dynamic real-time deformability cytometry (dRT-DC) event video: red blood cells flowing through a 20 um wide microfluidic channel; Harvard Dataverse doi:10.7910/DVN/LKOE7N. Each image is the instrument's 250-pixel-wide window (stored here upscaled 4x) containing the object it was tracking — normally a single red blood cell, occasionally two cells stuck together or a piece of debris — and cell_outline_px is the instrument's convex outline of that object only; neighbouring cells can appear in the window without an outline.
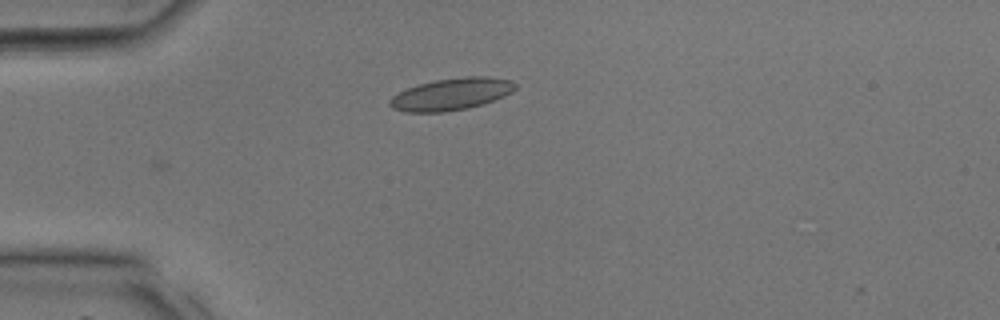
{"species": "common noctule bat (a hibernating species)", "species_latin": "Nyctalus noctula", "temperature_condition": "room temperature", "stored_images_in_passage": 28, "camera_frame_rate_fps": 3000, "um_per_image_px": 0.085, "animal": {"sex": "male", "body_mass_g": 17.9, "forearm_length_mm": 54.2}, "frame": {"image": 1, "passage_image": 1, "time_ms": 0.0, "image_size_px": [1000, 320], "cell_outline_px": [[516, 88], [512, 92], [504, 96], [468, 108], [444, 112], [404, 112], [392, 108], [388, 104], [388, 100], [392, 96], [408, 88], [420, 84], [436, 80], [464, 76], [488, 76], [512, 80], [516, 84]], "centroid_in_image_um": [38.36, 8.0], "position_along_channel_um": 46.6, "area_um2": 23.35}}
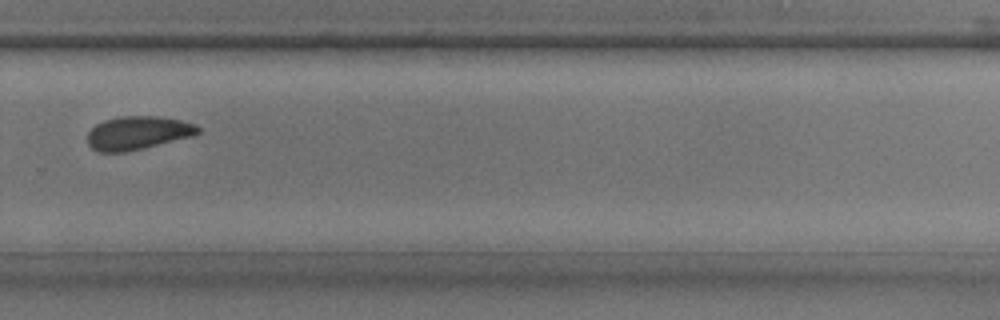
{"frame": {"image": 2, "passage_image": 17, "time_ms": 5.333, "image_size_px": [1000, 320], "cell_outline_px": [[200, 132], [192, 136], [124, 152], [100, 152], [92, 148], [88, 144], [88, 132], [96, 124], [104, 120], [120, 116], [160, 116], [180, 120], [196, 124], [200, 128]], "centroid_in_image_um": [11.71, 11.28], "position_along_channel_um": 318.1, "area_um2": 21.33}}
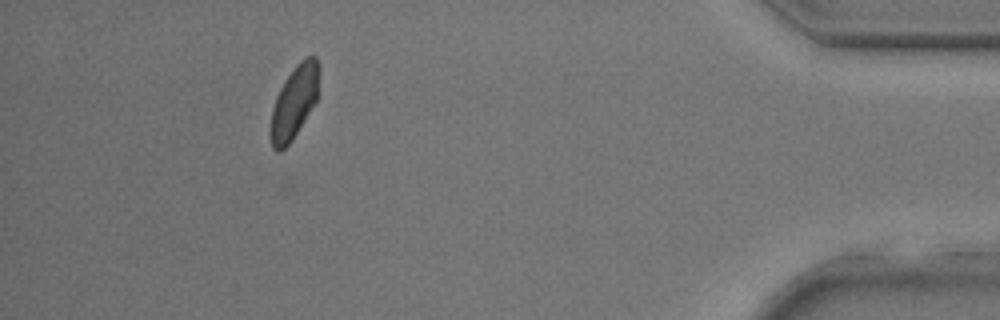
{"frame": {"image": 3, "passage_image": 25, "time_ms": 8.0, "image_size_px": [1000, 320], "cell_outline_px": [[320, 68], [316, 100], [292, 140], [280, 152], [276, 152], [272, 148], [272, 108], [276, 96], [284, 80], [296, 64], [304, 56], [316, 56], [320, 64]], "centroid_in_image_um": [25.03, 8.61], "position_along_channel_um": 410.2, "area_um2": 20.29}}